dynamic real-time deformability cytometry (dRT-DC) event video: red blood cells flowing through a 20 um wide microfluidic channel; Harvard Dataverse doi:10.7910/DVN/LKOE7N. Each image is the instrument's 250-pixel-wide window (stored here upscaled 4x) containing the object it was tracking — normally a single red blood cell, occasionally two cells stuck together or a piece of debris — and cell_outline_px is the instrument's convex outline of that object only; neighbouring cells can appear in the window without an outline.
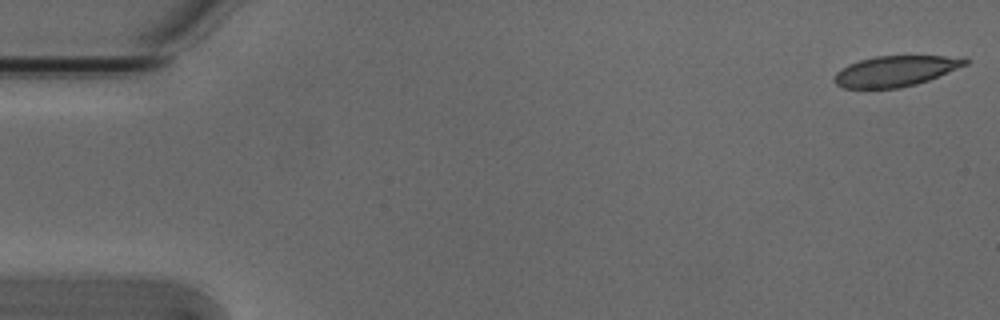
{"species": "Egyptian fruit bat (a non-hibernating species)", "species_latin": "Rousettus aegyptiacus", "temperature_condition": "cold", "stored_images_in_passage": 5, "camera_frame_rate_fps": 3000, "um_per_image_px": 0.085, "animal": {"sex": "male"}, "frame": {"image": 1, "passage_image": 1, "time_ms": 0.0, "image_size_px": [1000, 320], "cell_outline_px": [[968, 64], [928, 80], [916, 84], [900, 88], [844, 88], [836, 84], [832, 80], [836, 72], [840, 68], [848, 64], [860, 60], [876, 56], [968, 56]], "centroid_in_image_um": [76.12, 6.03], "position_along_channel_um": 8.9, "area_um2": 23.47}}
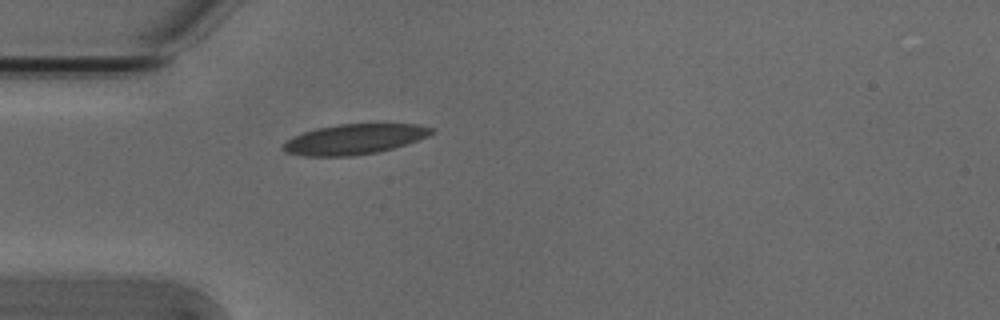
{"frame": {"image": 2, "passage_image": 5, "time_ms": 1.333, "image_size_px": [1000, 320], "cell_outline_px": [[436, 132], [428, 136], [392, 148], [376, 152], [348, 156], [304, 156], [284, 152], [280, 148], [292, 136], [316, 128], [340, 124], [416, 124], [436, 128]], "centroid_in_image_um": [30.1, 11.82], "position_along_channel_um": 54.9, "area_um2": 26.01}}